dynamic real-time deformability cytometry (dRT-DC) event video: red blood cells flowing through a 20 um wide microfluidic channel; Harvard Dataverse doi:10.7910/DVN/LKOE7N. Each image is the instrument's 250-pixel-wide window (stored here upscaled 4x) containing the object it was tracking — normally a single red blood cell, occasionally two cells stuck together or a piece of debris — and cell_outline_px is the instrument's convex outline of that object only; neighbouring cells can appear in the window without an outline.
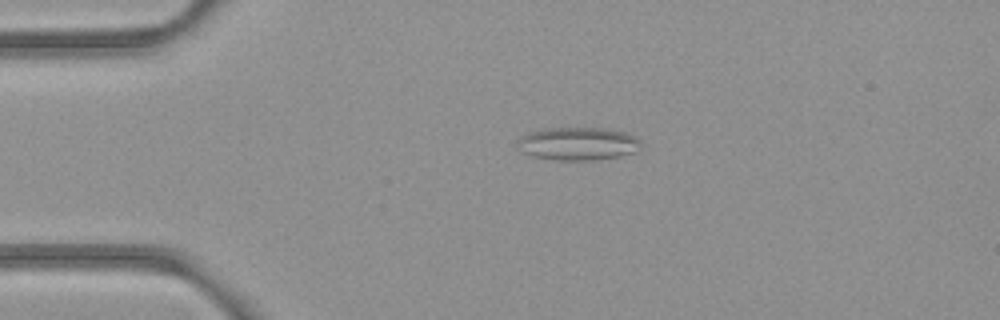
{"species": "common noctule bat (a hibernating species)", "species_latin": "Nyctalus noctula", "temperature_condition": "room temperature", "stored_images_in_passage": 43, "camera_frame_rate_fps": 3000, "um_per_image_px": 0.085, "animal": {"sex": "female", "body_mass_g": 21.9}, "frame": {"image": 1, "passage_image": 2, "time_ms": 0.333, "image_size_px": [1000, 320], "cell_outline_px": [[644, 144], [636, 152], [620, 156], [596, 160], [556, 160], [532, 156], [516, 148], [516, 140], [532, 132], [548, 128], [604, 128], [624, 132], [640, 140]], "centroid_in_image_um": [49.15, 12.23], "position_along_channel_um": 35.9, "area_um2": 23.81}}
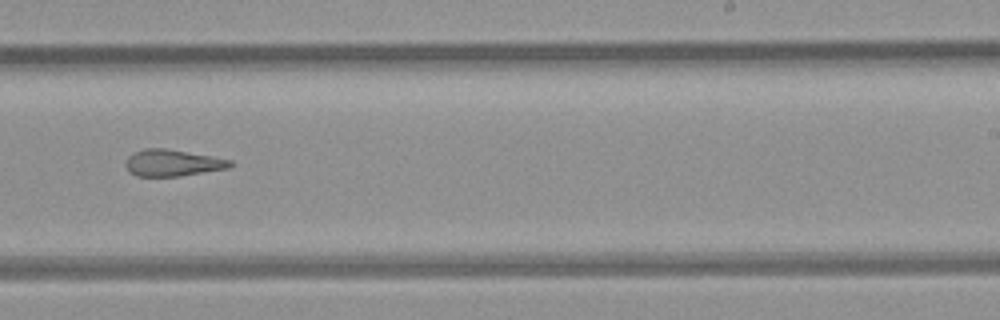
{"frame": {"image": 2, "passage_image": 23, "time_ms": 7.333, "image_size_px": [1000, 320], "cell_outline_px": [[232, 164], [228, 168], [180, 176], [136, 176], [128, 172], [124, 164], [128, 156], [132, 152], [144, 148], [168, 148], [212, 156], [232, 160]], "centroid_in_image_um": [14.61, 13.83], "position_along_channel_um": 274.4, "area_um2": 16.42}}
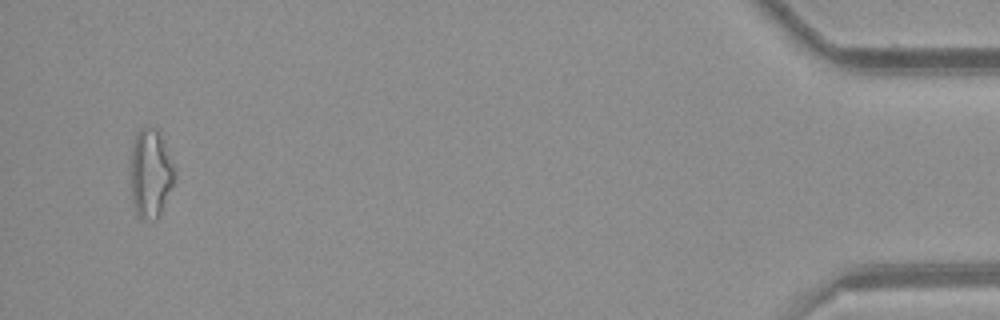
{"frame": {"image": 3, "passage_image": 41, "time_ms": 13.333, "image_size_px": [1000, 320], "cell_outline_px": [[172, 184], [160, 212], [156, 220], [140, 220], [136, 216], [132, 200], [132, 144], [136, 132], [140, 128], [156, 128], [160, 132], [172, 164]], "centroid_in_image_um": [12.75, 14.75], "position_along_channel_um": 422.4, "area_um2": 22.02}, "authors_computed_cell_mechanics": {"area_um2": 17.9758, "velocity_mm_per_s": 3.9459, "shape_relaxation_time_tau1_ms": null, "shape_relaxation_time_tau2_ms": 3.8855, "deformation_change_tau1": null, "deformation_change_tau2": 0.1477}}